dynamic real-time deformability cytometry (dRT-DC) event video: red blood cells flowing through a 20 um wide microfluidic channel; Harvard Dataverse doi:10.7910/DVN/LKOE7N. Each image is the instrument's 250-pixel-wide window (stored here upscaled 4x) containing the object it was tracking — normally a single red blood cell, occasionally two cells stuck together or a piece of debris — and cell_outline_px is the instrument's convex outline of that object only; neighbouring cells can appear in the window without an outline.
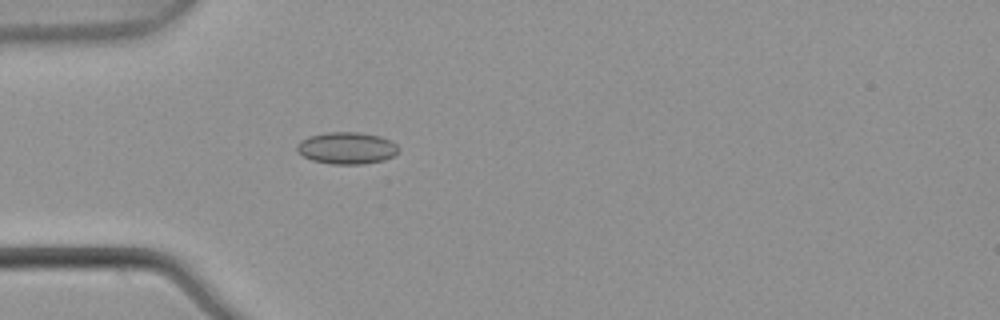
{"species": "common noctule bat (a hibernating species)", "species_latin": "Nyctalus noctula", "temperature_condition": "warm", "stored_images_in_passage": 5, "camera_frame_rate_fps": 3000, "um_per_image_px": 0.085, "animal": {"sex": "male", "body_mass_g": 21.5, "forearm_length_mm": 52.0}, "frame": {"image": 1, "passage_image": 5, "time_ms": 1.333, "image_size_px": [1000, 320], "cell_outline_px": [[400, 148], [392, 156], [384, 160], [364, 164], [332, 164], [312, 160], [296, 152], [296, 144], [300, 140], [308, 136], [328, 132], [360, 132], [380, 136], [392, 140]], "centroid_in_image_um": [29.46, 12.58], "position_along_channel_um": 55.5, "area_um2": 19.07}}